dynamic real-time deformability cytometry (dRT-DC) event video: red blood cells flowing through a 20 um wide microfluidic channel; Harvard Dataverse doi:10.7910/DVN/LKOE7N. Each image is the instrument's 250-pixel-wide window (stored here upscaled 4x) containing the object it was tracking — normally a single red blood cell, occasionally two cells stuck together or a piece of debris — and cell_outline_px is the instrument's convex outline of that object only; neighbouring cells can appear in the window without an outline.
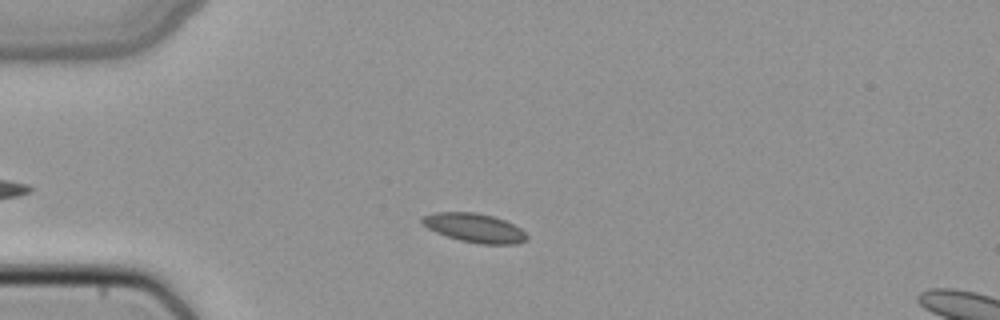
{"species": "common noctule bat (a hibernating species)", "species_latin": "Nyctalus noctula", "temperature_condition": "cold", "stored_images_in_passage": 38, "camera_frame_rate_fps": 3000, "um_per_image_px": 0.085, "animal": {"sex": "female", "body_mass_g": 22.7, "forearm_length_mm": 54.2}, "frame": {"image": 1, "passage_image": 8, "time_ms": 2.333, "image_size_px": [1000, 320], "cell_outline_px": [[528, 240], [516, 244], [480, 244], [460, 240], [436, 232], [428, 228], [420, 220], [420, 216], [432, 212], [476, 212], [492, 216], [504, 220], [520, 228], [528, 236]], "centroid_in_image_um": [40.32, 19.36], "position_along_channel_um": 44.7, "area_um2": 17.69}}
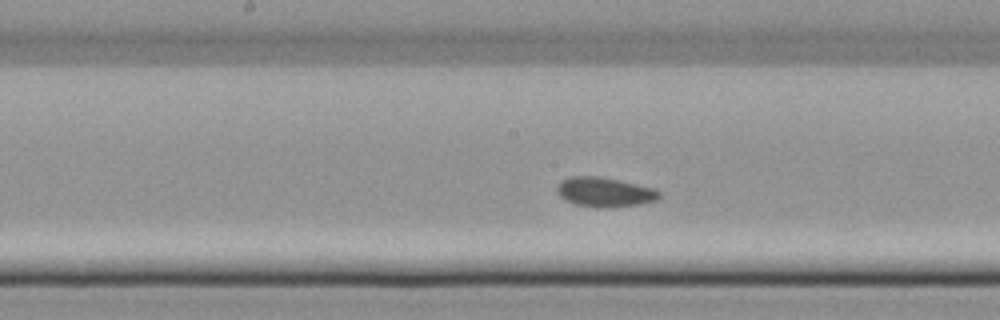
{"frame": {"image": 2, "passage_image": 21, "time_ms": 6.667, "image_size_px": [1000, 320], "cell_outline_px": [[660, 196], [656, 200], [640, 204], [576, 204], [560, 196], [556, 192], [556, 188], [568, 176], [600, 176], [620, 180], [656, 188], [660, 192]], "centroid_in_image_um": [51.42, 16.25], "position_along_channel_um": 196.8, "area_um2": 16.59}}
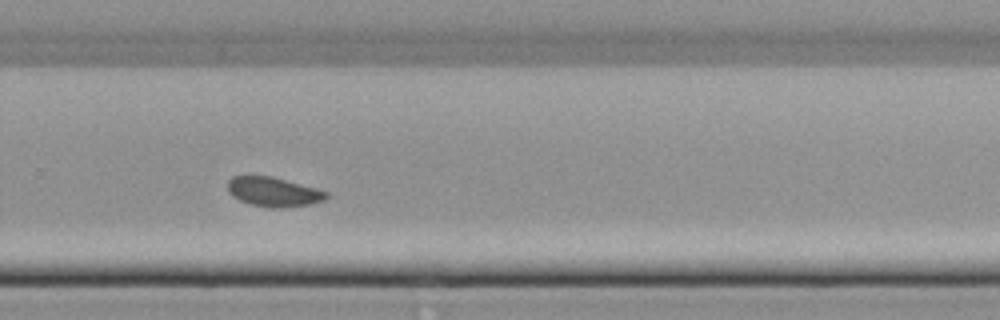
{"frame": {"image": 3, "passage_image": 29, "time_ms": 9.333, "image_size_px": [1000, 320], "cell_outline_px": [[328, 196], [324, 200], [312, 204], [280, 208], [272, 208], [252, 204], [240, 200], [232, 196], [228, 192], [228, 180], [232, 176], [248, 172], [252, 172], [272, 176], [316, 188], [328, 192]], "centroid_in_image_um": [23.18, 16.25], "position_along_channel_um": 306.6, "area_um2": 17.51}}